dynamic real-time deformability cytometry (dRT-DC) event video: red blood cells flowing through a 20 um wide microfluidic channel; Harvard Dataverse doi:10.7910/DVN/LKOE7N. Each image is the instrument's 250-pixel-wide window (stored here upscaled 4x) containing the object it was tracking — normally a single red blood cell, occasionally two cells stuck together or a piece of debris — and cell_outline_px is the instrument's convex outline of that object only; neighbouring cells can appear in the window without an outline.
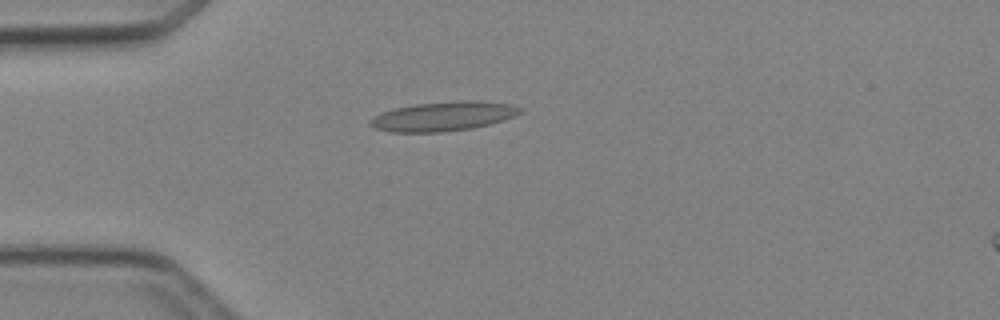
{"species": "Egyptian fruit bat (a non-hibernating species)", "species_latin": "Rousettus aegyptiacus", "temperature_condition": "cold", "stored_images_in_passage": 7, "camera_frame_rate_fps": 3000, "um_per_image_px": 0.085, "animal": {"sex": "female"}, "frame": {"image": 1, "passage_image": 5, "time_ms": 5.667, "image_size_px": [1000, 320], "cell_outline_px": [[524, 112], [516, 116], [504, 120], [472, 128], [440, 132], [392, 132], [376, 128], [368, 124], [368, 120], [372, 116], [380, 112], [396, 108], [416, 104], [460, 100], [480, 100], [512, 104], [524, 108]], "centroid_in_image_um": [37.72, 9.87], "position_along_channel_um": 47.3, "area_um2": 25.95}}
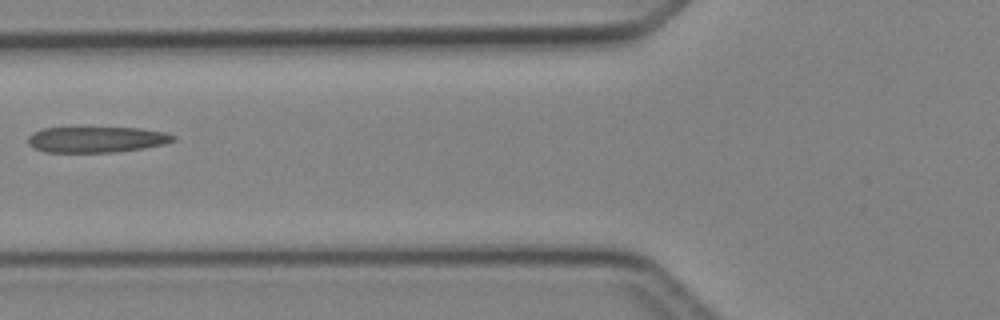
{"frame": {"image": 2, "passage_image": 7, "time_ms": 7.667, "image_size_px": [1000, 320], "cell_outline_px": [[176, 140], [164, 144], [144, 148], [116, 152], [44, 152], [32, 148], [28, 144], [28, 136], [32, 132], [40, 128], [140, 128], [164, 132], [176, 136]], "centroid_in_image_um": [8.17, 11.86], "position_along_channel_um": 117.6, "area_um2": 22.02}}